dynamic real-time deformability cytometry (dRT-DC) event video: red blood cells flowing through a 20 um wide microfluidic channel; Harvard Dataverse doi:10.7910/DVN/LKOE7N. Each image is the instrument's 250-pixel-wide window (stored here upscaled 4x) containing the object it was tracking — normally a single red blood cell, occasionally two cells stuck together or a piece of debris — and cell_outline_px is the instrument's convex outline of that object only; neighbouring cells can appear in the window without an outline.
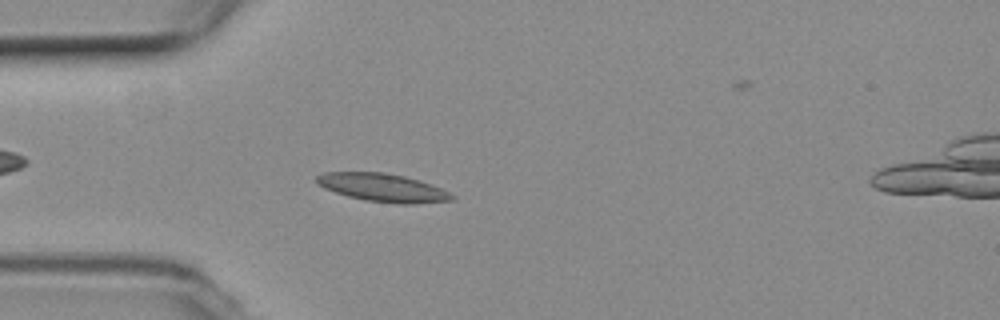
{"species": "common noctule bat (a hibernating species)", "species_latin": "Nyctalus noctula", "temperature_condition": "room temperature", "stored_images_in_passage": 47, "camera_frame_rate_fps": 3000, "um_per_image_px": 0.085, "animal": {"sex": "female", "body_mass_g": 19.3, "forearm_length_mm": 54.1}, "frame": {"image": 1, "passage_image": 6, "time_ms": 1.667, "image_size_px": [1000, 320], "cell_outline_px": [[456, 200], [416, 204], [400, 204], [364, 200], [348, 196], [324, 188], [316, 184], [316, 176], [324, 172], [384, 172], [404, 176], [432, 184], [456, 196]], "centroid_in_image_um": [32.56, 15.95], "position_along_channel_um": 52.4, "area_um2": 22.31}}
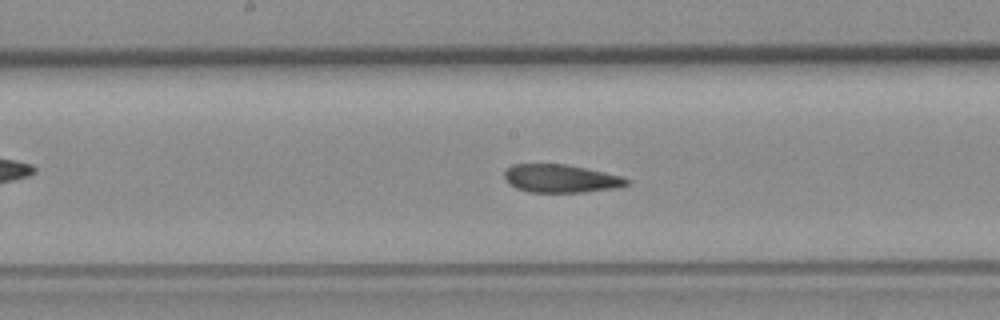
{"frame": {"image": 2, "passage_image": 19, "time_ms": 6.0, "image_size_px": [1000, 320], "cell_outline_px": [[632, 184], [620, 188], [584, 192], [528, 192], [516, 188], [508, 184], [504, 180], [504, 172], [512, 164], [564, 164], [604, 172], [620, 176], [632, 180]], "centroid_in_image_um": [47.69, 15.19], "position_along_channel_um": 200.5, "area_um2": 20.29}}
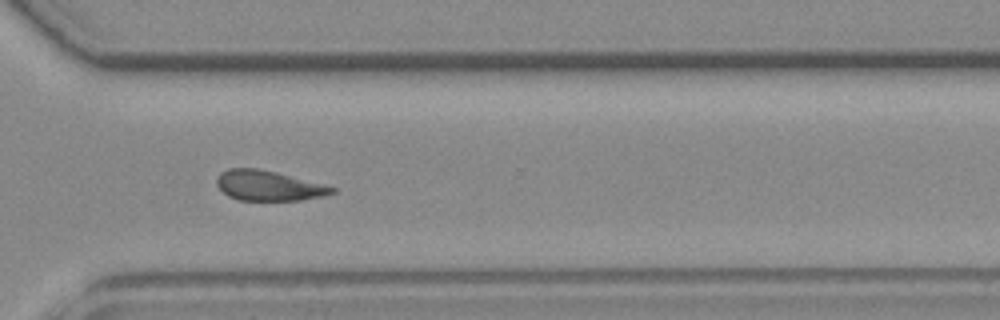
{"frame": {"image": 3, "passage_image": 31, "time_ms": 10.0, "image_size_px": [1000, 320], "cell_outline_px": [[336, 192], [324, 196], [300, 200], [236, 200], [228, 196], [216, 184], [216, 180], [220, 172], [228, 168], [260, 168], [328, 184], [336, 188]], "centroid_in_image_um": [22.87, 15.77], "position_along_channel_um": 347.7, "area_um2": 20.58}, "authors_computed_cell_mechanics": {"area_um2": 21.0392, "velocity_mm_per_s": 3.6751, "shape_relaxation_time_tau1_ms": null, "shape_relaxation_time_tau2_ms": 2.9893, "deformation_change_tau1": null, "deformation_change_tau2": 0.0989}}